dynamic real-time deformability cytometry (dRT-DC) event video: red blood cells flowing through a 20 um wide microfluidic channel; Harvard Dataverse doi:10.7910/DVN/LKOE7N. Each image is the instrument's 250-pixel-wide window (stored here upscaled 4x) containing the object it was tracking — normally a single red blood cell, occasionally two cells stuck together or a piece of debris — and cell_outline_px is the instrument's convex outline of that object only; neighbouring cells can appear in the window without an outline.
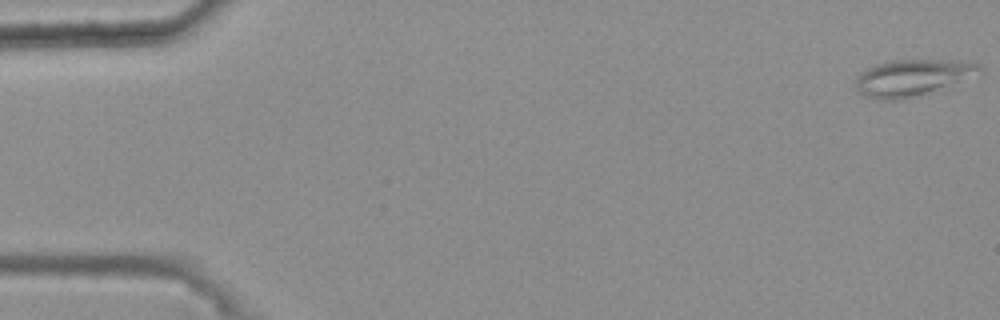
{"species": "common noctule bat (a hibernating species)", "species_latin": "Nyctalus noctula", "temperature_condition": "warm", "stored_images_in_passage": 50, "camera_frame_rate_fps": 3000, "um_per_image_px": 0.085, "animal": {"sex": "female", "body_mass_g": 25.1}, "frame": {"image": 1, "passage_image": 1, "time_ms": 0.0, "image_size_px": [1000, 320], "cell_outline_px": [[984, 72], [924, 96], [904, 100], [876, 100], [864, 96], [856, 88], [856, 76], [860, 72], [876, 64], [892, 60], [960, 60], [980, 64]], "centroid_in_image_um": [77.58, 6.63], "position_along_channel_um": 7.4, "area_um2": 27.05}}
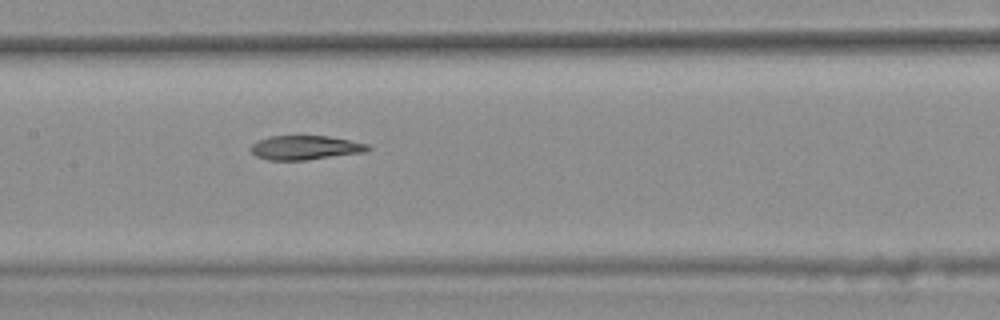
{"frame": {"image": 2, "passage_image": 27, "time_ms": 8.667, "image_size_px": [1000, 320], "cell_outline_px": [[372, 148], [364, 152], [304, 160], [268, 160], [256, 156], [248, 148], [252, 144], [268, 136], [328, 136], [368, 144]], "centroid_in_image_um": [25.91, 12.55], "position_along_channel_um": 181.5, "area_um2": 16.36}}
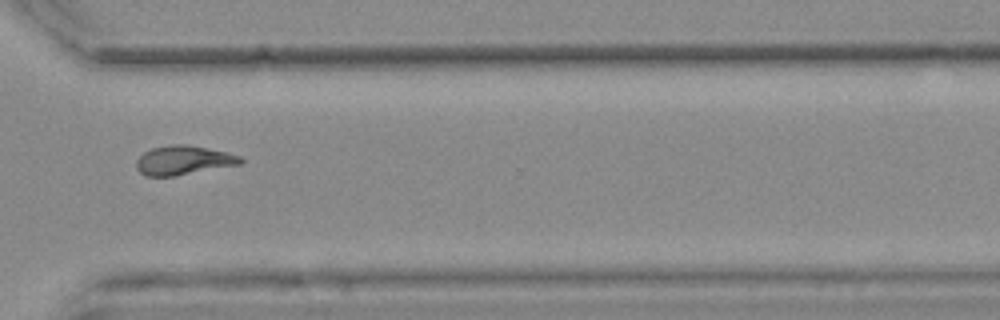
{"frame": {"image": 3, "passage_image": 41, "time_ms": 13.333, "image_size_px": [1000, 320], "cell_outline_px": [[244, 160], [240, 164], [172, 176], [144, 176], [136, 168], [136, 160], [144, 152], [152, 148], [168, 144], [188, 144], [224, 152], [240, 156]], "centroid_in_image_um": [15.54, 13.61], "position_along_channel_um": 355.1, "area_um2": 17.51}}